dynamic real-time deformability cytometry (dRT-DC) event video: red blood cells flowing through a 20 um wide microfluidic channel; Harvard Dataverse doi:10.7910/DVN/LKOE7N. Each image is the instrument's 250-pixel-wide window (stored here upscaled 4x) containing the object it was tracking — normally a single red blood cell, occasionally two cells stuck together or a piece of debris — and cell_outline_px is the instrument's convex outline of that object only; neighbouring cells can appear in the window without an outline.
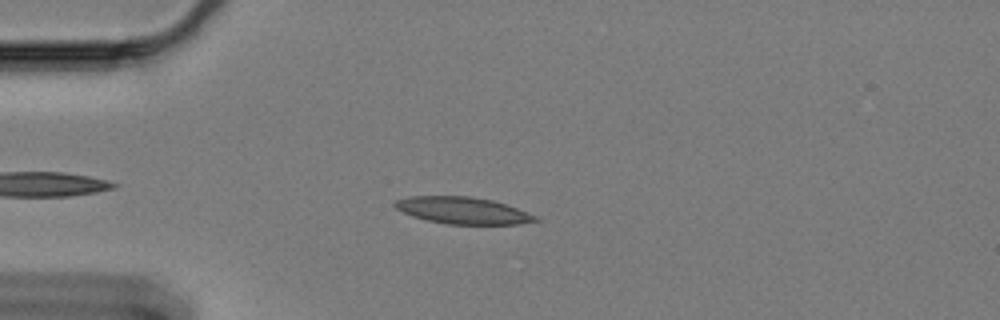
{"species": "Egyptian fruit bat (a non-hibernating species)", "species_latin": "Rousettus aegyptiacus", "temperature_condition": "cold", "stored_images_in_passage": 48, "camera_frame_rate_fps": 3000, "um_per_image_px": 0.085, "animal": {"sex": "female"}, "frame": {"image": 1, "passage_image": 8, "time_ms": 2.333, "image_size_px": [1000, 320], "cell_outline_px": [[540, 220], [516, 224], [448, 224], [428, 220], [412, 216], [396, 208], [392, 204], [396, 200], [408, 196], [472, 196], [492, 200], [516, 208], [536, 216]], "centroid_in_image_um": [39.3, 17.88], "position_along_channel_um": 45.7, "area_um2": 21.73}}
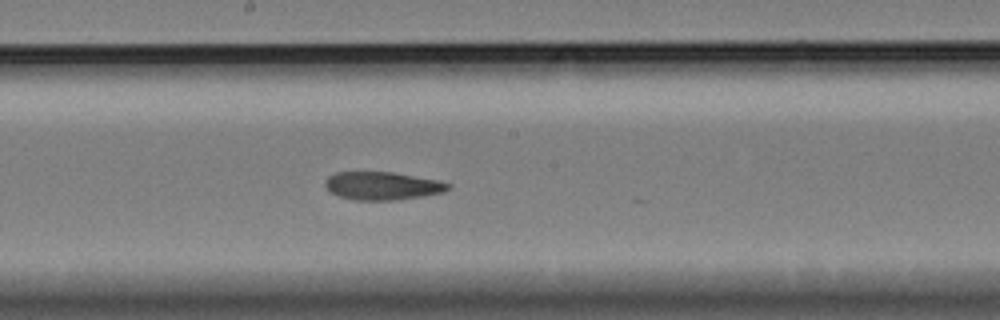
{"frame": {"image": 2, "passage_image": 25, "time_ms": 8.0, "image_size_px": [1000, 320], "cell_outline_px": [[452, 188], [444, 192], [424, 196], [400, 200], [352, 200], [340, 196], [332, 192], [324, 184], [324, 180], [328, 176], [336, 172], [392, 172], [440, 180], [452, 184]], "centroid_in_image_um": [32.56, 15.8], "position_along_channel_um": 215.6, "area_um2": 20.35}}
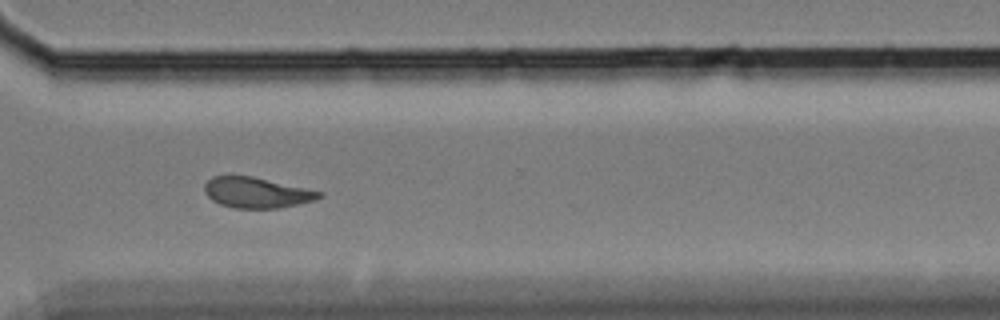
{"frame": {"image": 3, "passage_image": 37, "time_ms": 12.0, "image_size_px": [1000, 320], "cell_outline_px": [[324, 196], [316, 200], [280, 208], [236, 208], [220, 204], [212, 200], [204, 192], [204, 184], [212, 176], [252, 176], [324, 192]], "centroid_in_image_um": [21.83, 16.37], "position_along_channel_um": 348.8, "area_um2": 20.46}, "authors_computed_cell_mechanics": {"area_um2": 20.8947, "velocity_mm_per_s": 3.3285, "shape_relaxation_time_tau1_ms": 4.9565, "shape_relaxation_time_tau2_ms": 3.3749, "deformation_change_tau1": 0.1429, "deformation_change_tau2": 0.1083}}